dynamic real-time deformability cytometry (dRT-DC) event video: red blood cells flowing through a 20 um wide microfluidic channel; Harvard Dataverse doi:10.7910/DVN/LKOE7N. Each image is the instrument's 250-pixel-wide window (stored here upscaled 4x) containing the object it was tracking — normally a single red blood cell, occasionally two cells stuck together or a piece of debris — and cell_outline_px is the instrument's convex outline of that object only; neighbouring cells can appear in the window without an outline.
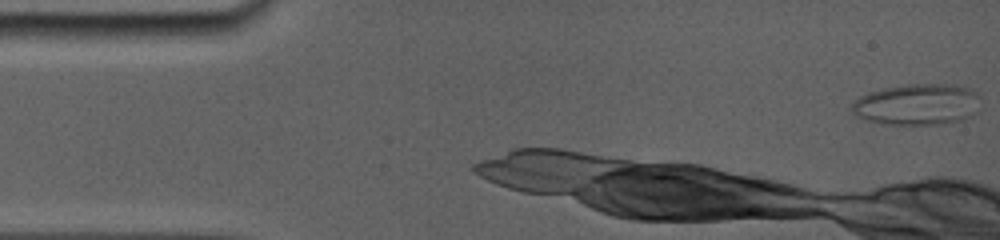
{"species": "common noctule bat (a hibernating species)", "species_latin": "Nyctalus noctula", "temperature_condition": "room temperature", "stored_images_in_passage": 4, "camera_frame_rate_fps": 5000, "um_per_image_px": 0.085, "animal": {"sex": "female", "body_mass_g": 19.0, "forearm_length_mm": 56.7}, "frame": {"image": 1, "passage_image": 1, "time_ms": 0.0, "image_size_px": [1000, 240], "cell_outline_px": [[980, 112], [964, 120], [936, 124], [888, 124], [864, 120], [856, 116], [852, 112], [852, 104], [860, 96], [868, 92], [884, 88], [908, 84], [952, 84], [968, 88], [976, 92], [980, 96]], "centroid_in_image_um": [78.02, 8.88], "position_along_channel_um": 7.0, "area_um2": 31.27}}